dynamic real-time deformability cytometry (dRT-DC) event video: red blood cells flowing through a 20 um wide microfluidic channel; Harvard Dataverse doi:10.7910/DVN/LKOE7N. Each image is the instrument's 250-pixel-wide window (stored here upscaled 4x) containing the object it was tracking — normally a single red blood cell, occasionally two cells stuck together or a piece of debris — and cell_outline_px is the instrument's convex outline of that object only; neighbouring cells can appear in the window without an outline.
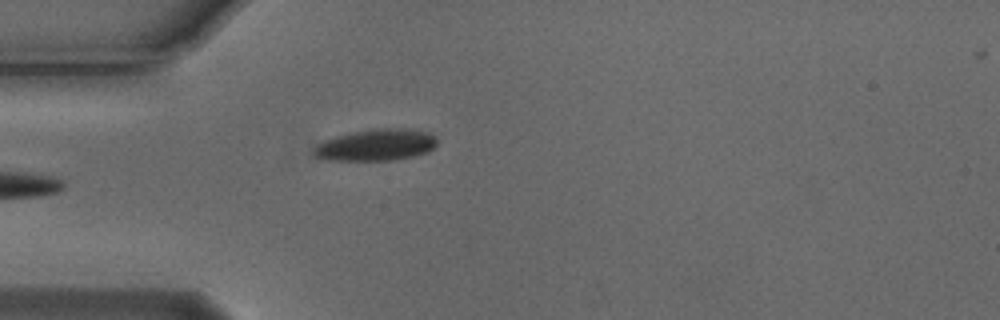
{"species": "Egyptian fruit bat (a non-hibernating species)", "species_latin": "Rousettus aegyptiacus", "temperature_condition": "cold", "stored_images_in_passage": 2, "camera_frame_rate_fps": 3000, "um_per_image_px": 0.085, "animal": {"sex": "male"}, "frame": {"image": 1, "passage_image": 2, "time_ms": 0.333, "image_size_px": [1000, 320], "cell_outline_px": [[436, 144], [428, 152], [412, 156], [392, 160], [328, 160], [312, 156], [312, 148], [316, 144], [324, 140], [336, 136], [352, 132], [372, 128], [408, 128], [428, 132], [436, 136]], "centroid_in_image_um": [31.93, 12.31], "position_along_channel_um": 53.1, "area_um2": 22.95}}